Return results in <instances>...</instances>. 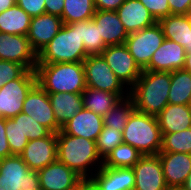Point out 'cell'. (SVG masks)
Listing matches in <instances>:
<instances>
[{"mask_svg": "<svg viewBox=\"0 0 191 190\" xmlns=\"http://www.w3.org/2000/svg\"><path fill=\"white\" fill-rule=\"evenodd\" d=\"M171 72L143 70L129 96L142 113L157 116L168 104Z\"/></svg>", "mask_w": 191, "mask_h": 190, "instance_id": "6da1fadb", "label": "cell"}, {"mask_svg": "<svg viewBox=\"0 0 191 190\" xmlns=\"http://www.w3.org/2000/svg\"><path fill=\"white\" fill-rule=\"evenodd\" d=\"M37 83L47 93H82L86 89L83 62L37 63Z\"/></svg>", "mask_w": 191, "mask_h": 190, "instance_id": "7a4b0ae2", "label": "cell"}, {"mask_svg": "<svg viewBox=\"0 0 191 190\" xmlns=\"http://www.w3.org/2000/svg\"><path fill=\"white\" fill-rule=\"evenodd\" d=\"M87 56L83 40H80L79 22H75L63 24L37 55V63L83 62Z\"/></svg>", "mask_w": 191, "mask_h": 190, "instance_id": "3957f363", "label": "cell"}, {"mask_svg": "<svg viewBox=\"0 0 191 190\" xmlns=\"http://www.w3.org/2000/svg\"><path fill=\"white\" fill-rule=\"evenodd\" d=\"M123 142L136 148L143 155H157L162 147V134L157 117L136 109L123 131Z\"/></svg>", "mask_w": 191, "mask_h": 190, "instance_id": "277c9868", "label": "cell"}, {"mask_svg": "<svg viewBox=\"0 0 191 190\" xmlns=\"http://www.w3.org/2000/svg\"><path fill=\"white\" fill-rule=\"evenodd\" d=\"M99 158L96 141L65 134L61 130L57 133V160L83 179L88 178V166H92Z\"/></svg>", "mask_w": 191, "mask_h": 190, "instance_id": "5b68a950", "label": "cell"}, {"mask_svg": "<svg viewBox=\"0 0 191 190\" xmlns=\"http://www.w3.org/2000/svg\"><path fill=\"white\" fill-rule=\"evenodd\" d=\"M0 190H40L38 173L20 155L7 156L0 160Z\"/></svg>", "mask_w": 191, "mask_h": 190, "instance_id": "8992f818", "label": "cell"}, {"mask_svg": "<svg viewBox=\"0 0 191 190\" xmlns=\"http://www.w3.org/2000/svg\"><path fill=\"white\" fill-rule=\"evenodd\" d=\"M36 84L35 70H27L20 78L4 84L0 88V117L10 119L21 113L27 94Z\"/></svg>", "mask_w": 191, "mask_h": 190, "instance_id": "52a82bcc", "label": "cell"}, {"mask_svg": "<svg viewBox=\"0 0 191 190\" xmlns=\"http://www.w3.org/2000/svg\"><path fill=\"white\" fill-rule=\"evenodd\" d=\"M165 37L158 22L128 35L125 46L143 71L149 64L154 52L164 42Z\"/></svg>", "mask_w": 191, "mask_h": 190, "instance_id": "ba28073f", "label": "cell"}, {"mask_svg": "<svg viewBox=\"0 0 191 190\" xmlns=\"http://www.w3.org/2000/svg\"><path fill=\"white\" fill-rule=\"evenodd\" d=\"M86 87L103 90L123 97V83L114 74L102 55H90L83 61Z\"/></svg>", "mask_w": 191, "mask_h": 190, "instance_id": "9c48e42d", "label": "cell"}, {"mask_svg": "<svg viewBox=\"0 0 191 190\" xmlns=\"http://www.w3.org/2000/svg\"><path fill=\"white\" fill-rule=\"evenodd\" d=\"M0 60L16 62L27 70H36L37 53L27 36L0 32Z\"/></svg>", "mask_w": 191, "mask_h": 190, "instance_id": "30bf717a", "label": "cell"}, {"mask_svg": "<svg viewBox=\"0 0 191 190\" xmlns=\"http://www.w3.org/2000/svg\"><path fill=\"white\" fill-rule=\"evenodd\" d=\"M114 74L123 84L135 85L142 70L136 64L125 44L107 46L101 53Z\"/></svg>", "mask_w": 191, "mask_h": 190, "instance_id": "8fae6325", "label": "cell"}, {"mask_svg": "<svg viewBox=\"0 0 191 190\" xmlns=\"http://www.w3.org/2000/svg\"><path fill=\"white\" fill-rule=\"evenodd\" d=\"M22 113L31 116L52 133H58L61 130L55 120L48 93L38 83L27 94Z\"/></svg>", "mask_w": 191, "mask_h": 190, "instance_id": "7c38bea8", "label": "cell"}, {"mask_svg": "<svg viewBox=\"0 0 191 190\" xmlns=\"http://www.w3.org/2000/svg\"><path fill=\"white\" fill-rule=\"evenodd\" d=\"M132 168L135 175L134 190H166L168 188L158 154L143 155Z\"/></svg>", "mask_w": 191, "mask_h": 190, "instance_id": "4fadbf2b", "label": "cell"}, {"mask_svg": "<svg viewBox=\"0 0 191 190\" xmlns=\"http://www.w3.org/2000/svg\"><path fill=\"white\" fill-rule=\"evenodd\" d=\"M30 170L38 171L57 160V133L28 141L20 154Z\"/></svg>", "mask_w": 191, "mask_h": 190, "instance_id": "5bb4252c", "label": "cell"}, {"mask_svg": "<svg viewBox=\"0 0 191 190\" xmlns=\"http://www.w3.org/2000/svg\"><path fill=\"white\" fill-rule=\"evenodd\" d=\"M37 173L40 190H68L83 179L58 160L38 170Z\"/></svg>", "mask_w": 191, "mask_h": 190, "instance_id": "9a60e30c", "label": "cell"}, {"mask_svg": "<svg viewBox=\"0 0 191 190\" xmlns=\"http://www.w3.org/2000/svg\"><path fill=\"white\" fill-rule=\"evenodd\" d=\"M63 26L62 18L44 13L31 19L28 39L37 55L53 39Z\"/></svg>", "mask_w": 191, "mask_h": 190, "instance_id": "2e32d148", "label": "cell"}, {"mask_svg": "<svg viewBox=\"0 0 191 190\" xmlns=\"http://www.w3.org/2000/svg\"><path fill=\"white\" fill-rule=\"evenodd\" d=\"M158 156L168 188H181L191 173V154L160 152Z\"/></svg>", "mask_w": 191, "mask_h": 190, "instance_id": "e0dca14e", "label": "cell"}, {"mask_svg": "<svg viewBox=\"0 0 191 190\" xmlns=\"http://www.w3.org/2000/svg\"><path fill=\"white\" fill-rule=\"evenodd\" d=\"M185 57L186 52L183 46L173 40L165 39L144 70L173 72L183 69Z\"/></svg>", "mask_w": 191, "mask_h": 190, "instance_id": "ac0fdd59", "label": "cell"}, {"mask_svg": "<svg viewBox=\"0 0 191 190\" xmlns=\"http://www.w3.org/2000/svg\"><path fill=\"white\" fill-rule=\"evenodd\" d=\"M99 170L90 180L100 190H134L135 175L133 168H111L100 165Z\"/></svg>", "mask_w": 191, "mask_h": 190, "instance_id": "d6986e66", "label": "cell"}, {"mask_svg": "<svg viewBox=\"0 0 191 190\" xmlns=\"http://www.w3.org/2000/svg\"><path fill=\"white\" fill-rule=\"evenodd\" d=\"M103 126L102 116L82 108L73 118L61 127V131L65 134L97 141Z\"/></svg>", "mask_w": 191, "mask_h": 190, "instance_id": "ffe728a7", "label": "cell"}, {"mask_svg": "<svg viewBox=\"0 0 191 190\" xmlns=\"http://www.w3.org/2000/svg\"><path fill=\"white\" fill-rule=\"evenodd\" d=\"M116 13L128 34L150 27L157 22L139 0H125Z\"/></svg>", "mask_w": 191, "mask_h": 190, "instance_id": "44dd1931", "label": "cell"}, {"mask_svg": "<svg viewBox=\"0 0 191 190\" xmlns=\"http://www.w3.org/2000/svg\"><path fill=\"white\" fill-rule=\"evenodd\" d=\"M92 20L96 23L100 37L103 38L106 46L125 43L129 34L126 32L116 11L96 10Z\"/></svg>", "mask_w": 191, "mask_h": 190, "instance_id": "7402d4cb", "label": "cell"}, {"mask_svg": "<svg viewBox=\"0 0 191 190\" xmlns=\"http://www.w3.org/2000/svg\"><path fill=\"white\" fill-rule=\"evenodd\" d=\"M162 28L165 39L173 40L191 52V16L170 14L157 21Z\"/></svg>", "mask_w": 191, "mask_h": 190, "instance_id": "603a6c76", "label": "cell"}, {"mask_svg": "<svg viewBox=\"0 0 191 190\" xmlns=\"http://www.w3.org/2000/svg\"><path fill=\"white\" fill-rule=\"evenodd\" d=\"M161 134L175 133L191 128V106L167 104L156 116Z\"/></svg>", "mask_w": 191, "mask_h": 190, "instance_id": "cb8c5ba5", "label": "cell"}, {"mask_svg": "<svg viewBox=\"0 0 191 190\" xmlns=\"http://www.w3.org/2000/svg\"><path fill=\"white\" fill-rule=\"evenodd\" d=\"M57 124L62 127L83 108L81 93H48Z\"/></svg>", "mask_w": 191, "mask_h": 190, "instance_id": "d4e9b609", "label": "cell"}, {"mask_svg": "<svg viewBox=\"0 0 191 190\" xmlns=\"http://www.w3.org/2000/svg\"><path fill=\"white\" fill-rule=\"evenodd\" d=\"M32 17L17 4L0 13V32L27 36Z\"/></svg>", "mask_w": 191, "mask_h": 190, "instance_id": "484cf974", "label": "cell"}, {"mask_svg": "<svg viewBox=\"0 0 191 190\" xmlns=\"http://www.w3.org/2000/svg\"><path fill=\"white\" fill-rule=\"evenodd\" d=\"M81 94L83 99V108L102 117L107 114L119 100H121V98L115 93L97 90L90 87H86Z\"/></svg>", "mask_w": 191, "mask_h": 190, "instance_id": "4316f807", "label": "cell"}, {"mask_svg": "<svg viewBox=\"0 0 191 190\" xmlns=\"http://www.w3.org/2000/svg\"><path fill=\"white\" fill-rule=\"evenodd\" d=\"M191 99V73L185 69L171 72L168 104L189 105Z\"/></svg>", "mask_w": 191, "mask_h": 190, "instance_id": "83f0119b", "label": "cell"}, {"mask_svg": "<svg viewBox=\"0 0 191 190\" xmlns=\"http://www.w3.org/2000/svg\"><path fill=\"white\" fill-rule=\"evenodd\" d=\"M142 156L136 148L123 142L103 159L101 165L111 168H132Z\"/></svg>", "mask_w": 191, "mask_h": 190, "instance_id": "f1b7e54d", "label": "cell"}, {"mask_svg": "<svg viewBox=\"0 0 191 190\" xmlns=\"http://www.w3.org/2000/svg\"><path fill=\"white\" fill-rule=\"evenodd\" d=\"M95 11L93 0H64L61 18L63 24L91 20Z\"/></svg>", "mask_w": 191, "mask_h": 190, "instance_id": "f546056e", "label": "cell"}, {"mask_svg": "<svg viewBox=\"0 0 191 190\" xmlns=\"http://www.w3.org/2000/svg\"><path fill=\"white\" fill-rule=\"evenodd\" d=\"M80 40H83L86 54L101 55L102 51L107 47L100 37V32L96 23L91 20L79 21Z\"/></svg>", "mask_w": 191, "mask_h": 190, "instance_id": "4dcf8cb0", "label": "cell"}, {"mask_svg": "<svg viewBox=\"0 0 191 190\" xmlns=\"http://www.w3.org/2000/svg\"><path fill=\"white\" fill-rule=\"evenodd\" d=\"M134 110V102L132 101V98L127 95L125 100H119L118 103L103 116L104 126L113 127L123 131Z\"/></svg>", "mask_w": 191, "mask_h": 190, "instance_id": "1f68e13d", "label": "cell"}, {"mask_svg": "<svg viewBox=\"0 0 191 190\" xmlns=\"http://www.w3.org/2000/svg\"><path fill=\"white\" fill-rule=\"evenodd\" d=\"M5 130L11 155H20L29 141L21 129V113L5 119Z\"/></svg>", "mask_w": 191, "mask_h": 190, "instance_id": "d6a6232c", "label": "cell"}, {"mask_svg": "<svg viewBox=\"0 0 191 190\" xmlns=\"http://www.w3.org/2000/svg\"><path fill=\"white\" fill-rule=\"evenodd\" d=\"M160 152L191 154V128L180 132L162 134Z\"/></svg>", "mask_w": 191, "mask_h": 190, "instance_id": "836d02e7", "label": "cell"}, {"mask_svg": "<svg viewBox=\"0 0 191 190\" xmlns=\"http://www.w3.org/2000/svg\"><path fill=\"white\" fill-rule=\"evenodd\" d=\"M121 143H123L122 131L113 127L103 126L96 141L101 161Z\"/></svg>", "mask_w": 191, "mask_h": 190, "instance_id": "e575fe53", "label": "cell"}, {"mask_svg": "<svg viewBox=\"0 0 191 190\" xmlns=\"http://www.w3.org/2000/svg\"><path fill=\"white\" fill-rule=\"evenodd\" d=\"M21 129L28 140H34L49 136L52 132L38 123L31 116L21 112Z\"/></svg>", "mask_w": 191, "mask_h": 190, "instance_id": "d590c367", "label": "cell"}, {"mask_svg": "<svg viewBox=\"0 0 191 190\" xmlns=\"http://www.w3.org/2000/svg\"><path fill=\"white\" fill-rule=\"evenodd\" d=\"M27 69L16 62L0 60V88L11 80L20 78Z\"/></svg>", "mask_w": 191, "mask_h": 190, "instance_id": "8d00e7d4", "label": "cell"}, {"mask_svg": "<svg viewBox=\"0 0 191 190\" xmlns=\"http://www.w3.org/2000/svg\"><path fill=\"white\" fill-rule=\"evenodd\" d=\"M156 21L170 15L168 0H139Z\"/></svg>", "mask_w": 191, "mask_h": 190, "instance_id": "74e56055", "label": "cell"}, {"mask_svg": "<svg viewBox=\"0 0 191 190\" xmlns=\"http://www.w3.org/2000/svg\"><path fill=\"white\" fill-rule=\"evenodd\" d=\"M16 4L31 17L46 13L45 0H16Z\"/></svg>", "mask_w": 191, "mask_h": 190, "instance_id": "f35d334b", "label": "cell"}, {"mask_svg": "<svg viewBox=\"0 0 191 190\" xmlns=\"http://www.w3.org/2000/svg\"><path fill=\"white\" fill-rule=\"evenodd\" d=\"M170 14L189 15L191 13V0H168Z\"/></svg>", "mask_w": 191, "mask_h": 190, "instance_id": "ab89813d", "label": "cell"}, {"mask_svg": "<svg viewBox=\"0 0 191 190\" xmlns=\"http://www.w3.org/2000/svg\"><path fill=\"white\" fill-rule=\"evenodd\" d=\"M10 155L11 150L6 137L5 118L0 117V160Z\"/></svg>", "mask_w": 191, "mask_h": 190, "instance_id": "60d3db41", "label": "cell"}, {"mask_svg": "<svg viewBox=\"0 0 191 190\" xmlns=\"http://www.w3.org/2000/svg\"><path fill=\"white\" fill-rule=\"evenodd\" d=\"M125 0H93L96 10L116 11Z\"/></svg>", "mask_w": 191, "mask_h": 190, "instance_id": "b9f144b4", "label": "cell"}, {"mask_svg": "<svg viewBox=\"0 0 191 190\" xmlns=\"http://www.w3.org/2000/svg\"><path fill=\"white\" fill-rule=\"evenodd\" d=\"M64 9V0H45L46 13L61 18Z\"/></svg>", "mask_w": 191, "mask_h": 190, "instance_id": "7bdbcfd3", "label": "cell"}, {"mask_svg": "<svg viewBox=\"0 0 191 190\" xmlns=\"http://www.w3.org/2000/svg\"><path fill=\"white\" fill-rule=\"evenodd\" d=\"M16 0H0V13L14 6Z\"/></svg>", "mask_w": 191, "mask_h": 190, "instance_id": "ee69618b", "label": "cell"}, {"mask_svg": "<svg viewBox=\"0 0 191 190\" xmlns=\"http://www.w3.org/2000/svg\"><path fill=\"white\" fill-rule=\"evenodd\" d=\"M68 190H88V178L82 179L74 187H72Z\"/></svg>", "mask_w": 191, "mask_h": 190, "instance_id": "f6af8a7d", "label": "cell"}, {"mask_svg": "<svg viewBox=\"0 0 191 190\" xmlns=\"http://www.w3.org/2000/svg\"><path fill=\"white\" fill-rule=\"evenodd\" d=\"M183 69H185L191 73V52L186 53Z\"/></svg>", "mask_w": 191, "mask_h": 190, "instance_id": "bcb514c9", "label": "cell"}, {"mask_svg": "<svg viewBox=\"0 0 191 190\" xmlns=\"http://www.w3.org/2000/svg\"><path fill=\"white\" fill-rule=\"evenodd\" d=\"M182 190H191V173L186 178L183 186L181 187Z\"/></svg>", "mask_w": 191, "mask_h": 190, "instance_id": "7dc6e473", "label": "cell"}, {"mask_svg": "<svg viewBox=\"0 0 191 190\" xmlns=\"http://www.w3.org/2000/svg\"><path fill=\"white\" fill-rule=\"evenodd\" d=\"M88 190H100L91 180L88 178Z\"/></svg>", "mask_w": 191, "mask_h": 190, "instance_id": "c3c4849f", "label": "cell"}, {"mask_svg": "<svg viewBox=\"0 0 191 190\" xmlns=\"http://www.w3.org/2000/svg\"><path fill=\"white\" fill-rule=\"evenodd\" d=\"M166 190H182L181 188H167Z\"/></svg>", "mask_w": 191, "mask_h": 190, "instance_id": "681fc988", "label": "cell"}]
</instances>
